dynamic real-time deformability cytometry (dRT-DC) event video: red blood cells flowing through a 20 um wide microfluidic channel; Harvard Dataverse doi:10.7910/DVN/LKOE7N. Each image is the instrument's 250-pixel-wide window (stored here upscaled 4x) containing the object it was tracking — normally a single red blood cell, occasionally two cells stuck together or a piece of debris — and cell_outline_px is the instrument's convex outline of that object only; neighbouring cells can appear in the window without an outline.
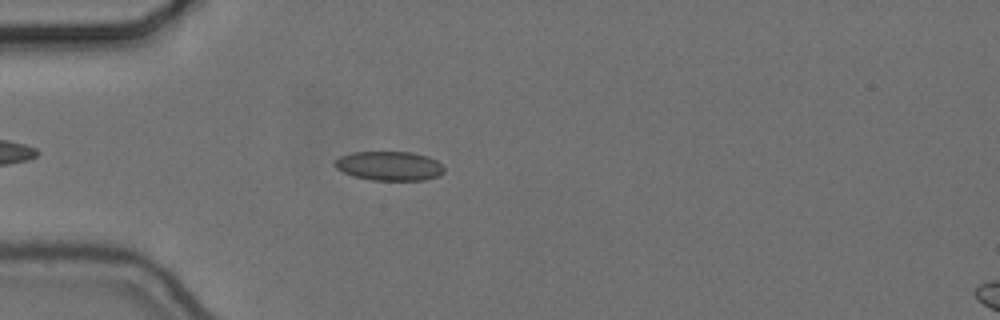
{"species": "common noctule bat (a hibernating species)", "species_latin": "Nyctalus noctula", "temperature_condition": "cold", "stored_images_in_passage": 47, "camera_frame_rate_fps": 3000, "um_per_image_px": 0.085, "animal": {"sex": "female", "body_mass_g": 24.6, "forearm_length_mm": 56.2}, "frame": {"image": 1, "passage_image": 7, "time_ms": 2.0, "image_size_px": [1000, 320], "cell_outline_px": [[444, 172], [440, 176], [424, 180], [372, 180], [352, 176], [336, 168], [332, 164], [340, 156], [352, 152], [412, 152], [428, 156], [436, 160], [444, 168]], "centroid_in_image_um": [33.09, 14.1], "position_along_channel_um": 51.9, "area_um2": 18.73}}
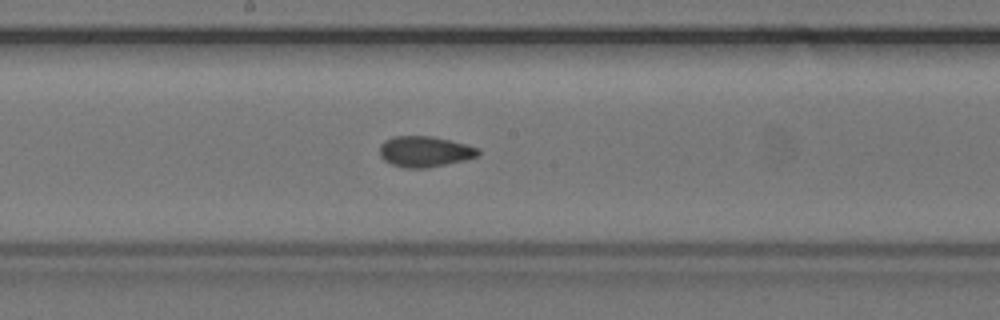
{"frame": {"image": 2, "passage_image": 21, "time_ms": 6.667, "image_size_px": [1000, 320], "cell_outline_px": [[480, 156], [464, 160], [428, 168], [404, 168], [392, 164], [384, 160], [380, 156], [380, 144], [384, 140], [392, 136], [432, 136], [480, 148]], "centroid_in_image_um": [36.1, 12.88], "position_along_channel_um": 212.1, "area_um2": 17.74}}
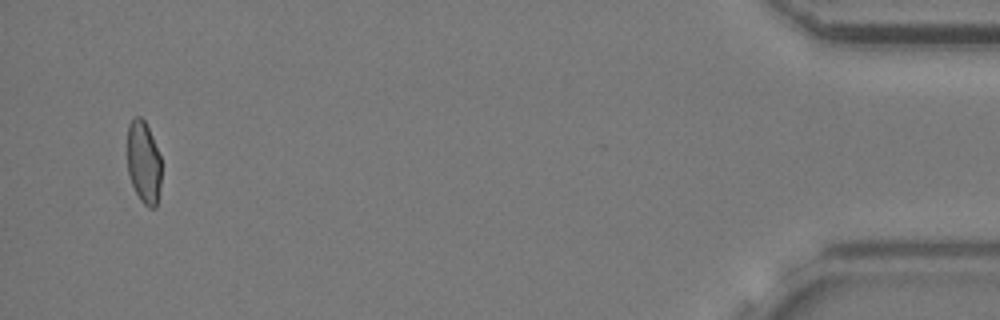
{"frame": {"image": 3, "passage_image": 45, "time_ms": 14.667, "image_size_px": [1000, 320], "cell_outline_px": [[160, 188], [156, 208], [148, 208], [140, 200], [132, 184], [128, 172], [128, 124], [136, 116], [140, 116], [144, 120], [152, 136], [160, 156]], "centroid_in_image_um": [12.21, 13.82], "position_along_channel_um": 423.0, "area_um2": 16.24}, "authors_computed_cell_mechanics": {"area_um2": 17.918, "velocity_mm_per_s": 3.6706, "shape_relaxation_time_tau1_ms": null, "shape_relaxation_time_tau2_ms": 1.5572, "deformation_change_tau1": null, "deformation_change_tau2": 0.0631}}